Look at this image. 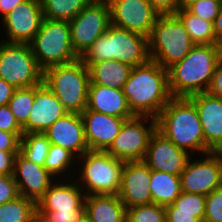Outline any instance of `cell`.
<instances>
[{
	"label": "cell",
	"instance_id": "6da1fadb",
	"mask_svg": "<svg viewBox=\"0 0 222 222\" xmlns=\"http://www.w3.org/2000/svg\"><path fill=\"white\" fill-rule=\"evenodd\" d=\"M123 92L134 115L157 118L172 98L168 88V70L153 60L132 67Z\"/></svg>",
	"mask_w": 222,
	"mask_h": 222
},
{
	"label": "cell",
	"instance_id": "7a4b0ae2",
	"mask_svg": "<svg viewBox=\"0 0 222 222\" xmlns=\"http://www.w3.org/2000/svg\"><path fill=\"white\" fill-rule=\"evenodd\" d=\"M157 130L190 153L212 152L206 145L199 113L188 97H172L156 118Z\"/></svg>",
	"mask_w": 222,
	"mask_h": 222
},
{
	"label": "cell",
	"instance_id": "3957f363",
	"mask_svg": "<svg viewBox=\"0 0 222 222\" xmlns=\"http://www.w3.org/2000/svg\"><path fill=\"white\" fill-rule=\"evenodd\" d=\"M221 56V44L195 45L168 70L171 97H189L206 92Z\"/></svg>",
	"mask_w": 222,
	"mask_h": 222
},
{
	"label": "cell",
	"instance_id": "277c9868",
	"mask_svg": "<svg viewBox=\"0 0 222 222\" xmlns=\"http://www.w3.org/2000/svg\"><path fill=\"white\" fill-rule=\"evenodd\" d=\"M87 67L99 61L117 60L136 67L150 60L148 38L110 24L79 58Z\"/></svg>",
	"mask_w": 222,
	"mask_h": 222
},
{
	"label": "cell",
	"instance_id": "5b68a950",
	"mask_svg": "<svg viewBox=\"0 0 222 222\" xmlns=\"http://www.w3.org/2000/svg\"><path fill=\"white\" fill-rule=\"evenodd\" d=\"M43 83L67 112L81 114L86 109L90 76L88 67L80 59L45 69Z\"/></svg>",
	"mask_w": 222,
	"mask_h": 222
},
{
	"label": "cell",
	"instance_id": "8992f818",
	"mask_svg": "<svg viewBox=\"0 0 222 222\" xmlns=\"http://www.w3.org/2000/svg\"><path fill=\"white\" fill-rule=\"evenodd\" d=\"M149 56L168 69L195 46L182 22L174 14L159 15L148 38Z\"/></svg>",
	"mask_w": 222,
	"mask_h": 222
},
{
	"label": "cell",
	"instance_id": "52a82bcc",
	"mask_svg": "<svg viewBox=\"0 0 222 222\" xmlns=\"http://www.w3.org/2000/svg\"><path fill=\"white\" fill-rule=\"evenodd\" d=\"M77 164V183L85 195H118L121 186L123 161L111 156L106 151H86ZM81 166V167H80Z\"/></svg>",
	"mask_w": 222,
	"mask_h": 222
},
{
	"label": "cell",
	"instance_id": "ba28073f",
	"mask_svg": "<svg viewBox=\"0 0 222 222\" xmlns=\"http://www.w3.org/2000/svg\"><path fill=\"white\" fill-rule=\"evenodd\" d=\"M39 67L45 69L69 64L79 59L73 51L70 23L44 18L39 31L29 43Z\"/></svg>",
	"mask_w": 222,
	"mask_h": 222
},
{
	"label": "cell",
	"instance_id": "9c48e42d",
	"mask_svg": "<svg viewBox=\"0 0 222 222\" xmlns=\"http://www.w3.org/2000/svg\"><path fill=\"white\" fill-rule=\"evenodd\" d=\"M0 79L16 89L33 87L43 82V70L29 43L0 41Z\"/></svg>",
	"mask_w": 222,
	"mask_h": 222
},
{
	"label": "cell",
	"instance_id": "30bf717a",
	"mask_svg": "<svg viewBox=\"0 0 222 222\" xmlns=\"http://www.w3.org/2000/svg\"><path fill=\"white\" fill-rule=\"evenodd\" d=\"M156 129V118L150 116L135 115L125 119L120 132L106 152L123 162L143 161L150 138Z\"/></svg>",
	"mask_w": 222,
	"mask_h": 222
},
{
	"label": "cell",
	"instance_id": "8fae6325",
	"mask_svg": "<svg viewBox=\"0 0 222 222\" xmlns=\"http://www.w3.org/2000/svg\"><path fill=\"white\" fill-rule=\"evenodd\" d=\"M69 23L73 51L80 58L111 24L108 1L93 0Z\"/></svg>",
	"mask_w": 222,
	"mask_h": 222
},
{
	"label": "cell",
	"instance_id": "7c38bea8",
	"mask_svg": "<svg viewBox=\"0 0 222 222\" xmlns=\"http://www.w3.org/2000/svg\"><path fill=\"white\" fill-rule=\"evenodd\" d=\"M198 160L189 158L180 174L182 192L207 196L222 186V152H210Z\"/></svg>",
	"mask_w": 222,
	"mask_h": 222
},
{
	"label": "cell",
	"instance_id": "4fadbf2b",
	"mask_svg": "<svg viewBox=\"0 0 222 222\" xmlns=\"http://www.w3.org/2000/svg\"><path fill=\"white\" fill-rule=\"evenodd\" d=\"M111 24L149 38L159 14L148 0H107Z\"/></svg>",
	"mask_w": 222,
	"mask_h": 222
},
{
	"label": "cell",
	"instance_id": "5bb4252c",
	"mask_svg": "<svg viewBox=\"0 0 222 222\" xmlns=\"http://www.w3.org/2000/svg\"><path fill=\"white\" fill-rule=\"evenodd\" d=\"M44 16L40 0H26L1 20L7 43H30L39 31Z\"/></svg>",
	"mask_w": 222,
	"mask_h": 222
},
{
	"label": "cell",
	"instance_id": "9a60e30c",
	"mask_svg": "<svg viewBox=\"0 0 222 222\" xmlns=\"http://www.w3.org/2000/svg\"><path fill=\"white\" fill-rule=\"evenodd\" d=\"M151 169L144 161L125 162L118 196L126 209L152 203Z\"/></svg>",
	"mask_w": 222,
	"mask_h": 222
},
{
	"label": "cell",
	"instance_id": "2e32d148",
	"mask_svg": "<svg viewBox=\"0 0 222 222\" xmlns=\"http://www.w3.org/2000/svg\"><path fill=\"white\" fill-rule=\"evenodd\" d=\"M190 157L188 152L177 147L156 129L143 161L151 170L180 175Z\"/></svg>",
	"mask_w": 222,
	"mask_h": 222
},
{
	"label": "cell",
	"instance_id": "e0dca14e",
	"mask_svg": "<svg viewBox=\"0 0 222 222\" xmlns=\"http://www.w3.org/2000/svg\"><path fill=\"white\" fill-rule=\"evenodd\" d=\"M68 113L63 104L45 83L34 86V104L27 123L22 127L23 134L44 133L56 120Z\"/></svg>",
	"mask_w": 222,
	"mask_h": 222
},
{
	"label": "cell",
	"instance_id": "ac0fdd59",
	"mask_svg": "<svg viewBox=\"0 0 222 222\" xmlns=\"http://www.w3.org/2000/svg\"><path fill=\"white\" fill-rule=\"evenodd\" d=\"M13 176L17 183L19 194L36 203L56 179L45 167L29 161L20 152L15 155Z\"/></svg>",
	"mask_w": 222,
	"mask_h": 222
},
{
	"label": "cell",
	"instance_id": "d6986e66",
	"mask_svg": "<svg viewBox=\"0 0 222 222\" xmlns=\"http://www.w3.org/2000/svg\"><path fill=\"white\" fill-rule=\"evenodd\" d=\"M196 106L205 139L212 152H222V98L207 92L188 97Z\"/></svg>",
	"mask_w": 222,
	"mask_h": 222
},
{
	"label": "cell",
	"instance_id": "ffe728a7",
	"mask_svg": "<svg viewBox=\"0 0 222 222\" xmlns=\"http://www.w3.org/2000/svg\"><path fill=\"white\" fill-rule=\"evenodd\" d=\"M50 144L61 146L72 152L77 159L89 150L81 114L66 113L56 120L45 132Z\"/></svg>",
	"mask_w": 222,
	"mask_h": 222
},
{
	"label": "cell",
	"instance_id": "44dd1931",
	"mask_svg": "<svg viewBox=\"0 0 222 222\" xmlns=\"http://www.w3.org/2000/svg\"><path fill=\"white\" fill-rule=\"evenodd\" d=\"M89 150L106 151L120 132L125 118L85 109L82 113Z\"/></svg>",
	"mask_w": 222,
	"mask_h": 222
},
{
	"label": "cell",
	"instance_id": "7402d4cb",
	"mask_svg": "<svg viewBox=\"0 0 222 222\" xmlns=\"http://www.w3.org/2000/svg\"><path fill=\"white\" fill-rule=\"evenodd\" d=\"M63 176L56 179L37 202V211L73 212V209H85V193L77 181L71 176L64 179ZM71 179V181H70ZM73 181V182H72ZM71 182V183H70Z\"/></svg>",
	"mask_w": 222,
	"mask_h": 222
},
{
	"label": "cell",
	"instance_id": "603a6c76",
	"mask_svg": "<svg viewBox=\"0 0 222 222\" xmlns=\"http://www.w3.org/2000/svg\"><path fill=\"white\" fill-rule=\"evenodd\" d=\"M86 109L120 118L135 116L128 105L123 89L90 83Z\"/></svg>",
	"mask_w": 222,
	"mask_h": 222
},
{
	"label": "cell",
	"instance_id": "cb8c5ba5",
	"mask_svg": "<svg viewBox=\"0 0 222 222\" xmlns=\"http://www.w3.org/2000/svg\"><path fill=\"white\" fill-rule=\"evenodd\" d=\"M126 211L118 195L85 197V215L91 222H126Z\"/></svg>",
	"mask_w": 222,
	"mask_h": 222
},
{
	"label": "cell",
	"instance_id": "d4e9b609",
	"mask_svg": "<svg viewBox=\"0 0 222 222\" xmlns=\"http://www.w3.org/2000/svg\"><path fill=\"white\" fill-rule=\"evenodd\" d=\"M90 83L114 89H123L132 67L111 59L99 61L88 66Z\"/></svg>",
	"mask_w": 222,
	"mask_h": 222
},
{
	"label": "cell",
	"instance_id": "484cf974",
	"mask_svg": "<svg viewBox=\"0 0 222 222\" xmlns=\"http://www.w3.org/2000/svg\"><path fill=\"white\" fill-rule=\"evenodd\" d=\"M150 192L152 203L164 207L173 204L182 193L180 175L151 170Z\"/></svg>",
	"mask_w": 222,
	"mask_h": 222
},
{
	"label": "cell",
	"instance_id": "4316f807",
	"mask_svg": "<svg viewBox=\"0 0 222 222\" xmlns=\"http://www.w3.org/2000/svg\"><path fill=\"white\" fill-rule=\"evenodd\" d=\"M174 15L182 22L195 45L219 44L215 39L213 22L199 18L187 9H179Z\"/></svg>",
	"mask_w": 222,
	"mask_h": 222
},
{
	"label": "cell",
	"instance_id": "83f0119b",
	"mask_svg": "<svg viewBox=\"0 0 222 222\" xmlns=\"http://www.w3.org/2000/svg\"><path fill=\"white\" fill-rule=\"evenodd\" d=\"M93 0H40L43 16L52 20L70 21Z\"/></svg>",
	"mask_w": 222,
	"mask_h": 222
},
{
	"label": "cell",
	"instance_id": "f1b7e54d",
	"mask_svg": "<svg viewBox=\"0 0 222 222\" xmlns=\"http://www.w3.org/2000/svg\"><path fill=\"white\" fill-rule=\"evenodd\" d=\"M37 216V203L18 196L0 205V222H32Z\"/></svg>",
	"mask_w": 222,
	"mask_h": 222
},
{
	"label": "cell",
	"instance_id": "f546056e",
	"mask_svg": "<svg viewBox=\"0 0 222 222\" xmlns=\"http://www.w3.org/2000/svg\"><path fill=\"white\" fill-rule=\"evenodd\" d=\"M50 142L44 133H26L20 138L19 152L29 161L44 167Z\"/></svg>",
	"mask_w": 222,
	"mask_h": 222
},
{
	"label": "cell",
	"instance_id": "4dcf8cb0",
	"mask_svg": "<svg viewBox=\"0 0 222 222\" xmlns=\"http://www.w3.org/2000/svg\"><path fill=\"white\" fill-rule=\"evenodd\" d=\"M76 158L77 157L69 150L50 144L44 167L54 178H59L63 173V175L67 176V173L71 174V167H75L78 163V160H75Z\"/></svg>",
	"mask_w": 222,
	"mask_h": 222
},
{
	"label": "cell",
	"instance_id": "1f68e13d",
	"mask_svg": "<svg viewBox=\"0 0 222 222\" xmlns=\"http://www.w3.org/2000/svg\"><path fill=\"white\" fill-rule=\"evenodd\" d=\"M33 104L34 86L15 89L7 105L14 114L18 124L23 127L27 123Z\"/></svg>",
	"mask_w": 222,
	"mask_h": 222
},
{
	"label": "cell",
	"instance_id": "d6a6232c",
	"mask_svg": "<svg viewBox=\"0 0 222 222\" xmlns=\"http://www.w3.org/2000/svg\"><path fill=\"white\" fill-rule=\"evenodd\" d=\"M126 222H166L165 207L151 203L128 208Z\"/></svg>",
	"mask_w": 222,
	"mask_h": 222
},
{
	"label": "cell",
	"instance_id": "836d02e7",
	"mask_svg": "<svg viewBox=\"0 0 222 222\" xmlns=\"http://www.w3.org/2000/svg\"><path fill=\"white\" fill-rule=\"evenodd\" d=\"M166 222H203L205 210L180 209L174 204L165 206Z\"/></svg>",
	"mask_w": 222,
	"mask_h": 222
},
{
	"label": "cell",
	"instance_id": "e575fe53",
	"mask_svg": "<svg viewBox=\"0 0 222 222\" xmlns=\"http://www.w3.org/2000/svg\"><path fill=\"white\" fill-rule=\"evenodd\" d=\"M205 222H222V186L206 196Z\"/></svg>",
	"mask_w": 222,
	"mask_h": 222
},
{
	"label": "cell",
	"instance_id": "d590c367",
	"mask_svg": "<svg viewBox=\"0 0 222 222\" xmlns=\"http://www.w3.org/2000/svg\"><path fill=\"white\" fill-rule=\"evenodd\" d=\"M222 0H202L191 4L187 10L199 18L214 22L215 17L218 15Z\"/></svg>",
	"mask_w": 222,
	"mask_h": 222
},
{
	"label": "cell",
	"instance_id": "8d00e7d4",
	"mask_svg": "<svg viewBox=\"0 0 222 222\" xmlns=\"http://www.w3.org/2000/svg\"><path fill=\"white\" fill-rule=\"evenodd\" d=\"M206 196L195 193L182 192L174 201L180 209L205 210Z\"/></svg>",
	"mask_w": 222,
	"mask_h": 222
},
{
	"label": "cell",
	"instance_id": "74e56055",
	"mask_svg": "<svg viewBox=\"0 0 222 222\" xmlns=\"http://www.w3.org/2000/svg\"><path fill=\"white\" fill-rule=\"evenodd\" d=\"M20 196L13 174L0 175V205Z\"/></svg>",
	"mask_w": 222,
	"mask_h": 222
},
{
	"label": "cell",
	"instance_id": "f35d334b",
	"mask_svg": "<svg viewBox=\"0 0 222 222\" xmlns=\"http://www.w3.org/2000/svg\"><path fill=\"white\" fill-rule=\"evenodd\" d=\"M84 213L85 209H73V212L37 211V215L46 222H76Z\"/></svg>",
	"mask_w": 222,
	"mask_h": 222
},
{
	"label": "cell",
	"instance_id": "ab89813d",
	"mask_svg": "<svg viewBox=\"0 0 222 222\" xmlns=\"http://www.w3.org/2000/svg\"><path fill=\"white\" fill-rule=\"evenodd\" d=\"M0 130L12 133H23L14 114L8 105L0 106Z\"/></svg>",
	"mask_w": 222,
	"mask_h": 222
},
{
	"label": "cell",
	"instance_id": "60d3db41",
	"mask_svg": "<svg viewBox=\"0 0 222 222\" xmlns=\"http://www.w3.org/2000/svg\"><path fill=\"white\" fill-rule=\"evenodd\" d=\"M23 133H12L0 130V151L19 152L20 138Z\"/></svg>",
	"mask_w": 222,
	"mask_h": 222
},
{
	"label": "cell",
	"instance_id": "b9f144b4",
	"mask_svg": "<svg viewBox=\"0 0 222 222\" xmlns=\"http://www.w3.org/2000/svg\"><path fill=\"white\" fill-rule=\"evenodd\" d=\"M206 92L212 96L222 98V58L215 67L210 85Z\"/></svg>",
	"mask_w": 222,
	"mask_h": 222
},
{
	"label": "cell",
	"instance_id": "7bdbcfd3",
	"mask_svg": "<svg viewBox=\"0 0 222 222\" xmlns=\"http://www.w3.org/2000/svg\"><path fill=\"white\" fill-rule=\"evenodd\" d=\"M159 15L175 14L179 10V0H148Z\"/></svg>",
	"mask_w": 222,
	"mask_h": 222
},
{
	"label": "cell",
	"instance_id": "ee69618b",
	"mask_svg": "<svg viewBox=\"0 0 222 222\" xmlns=\"http://www.w3.org/2000/svg\"><path fill=\"white\" fill-rule=\"evenodd\" d=\"M17 153L0 151V175L14 173V159Z\"/></svg>",
	"mask_w": 222,
	"mask_h": 222
},
{
	"label": "cell",
	"instance_id": "f6af8a7d",
	"mask_svg": "<svg viewBox=\"0 0 222 222\" xmlns=\"http://www.w3.org/2000/svg\"><path fill=\"white\" fill-rule=\"evenodd\" d=\"M15 89L16 88L7 83L4 79H0V106L8 104Z\"/></svg>",
	"mask_w": 222,
	"mask_h": 222
},
{
	"label": "cell",
	"instance_id": "bcb514c9",
	"mask_svg": "<svg viewBox=\"0 0 222 222\" xmlns=\"http://www.w3.org/2000/svg\"><path fill=\"white\" fill-rule=\"evenodd\" d=\"M26 0H0V14L1 18L5 17L19 4L25 2Z\"/></svg>",
	"mask_w": 222,
	"mask_h": 222
},
{
	"label": "cell",
	"instance_id": "7dc6e473",
	"mask_svg": "<svg viewBox=\"0 0 222 222\" xmlns=\"http://www.w3.org/2000/svg\"><path fill=\"white\" fill-rule=\"evenodd\" d=\"M213 30H214L216 41L219 44H221L222 43V4H221L218 15L214 19Z\"/></svg>",
	"mask_w": 222,
	"mask_h": 222
},
{
	"label": "cell",
	"instance_id": "c3c4849f",
	"mask_svg": "<svg viewBox=\"0 0 222 222\" xmlns=\"http://www.w3.org/2000/svg\"><path fill=\"white\" fill-rule=\"evenodd\" d=\"M202 0H179V9H187L191 4Z\"/></svg>",
	"mask_w": 222,
	"mask_h": 222
},
{
	"label": "cell",
	"instance_id": "681fc988",
	"mask_svg": "<svg viewBox=\"0 0 222 222\" xmlns=\"http://www.w3.org/2000/svg\"><path fill=\"white\" fill-rule=\"evenodd\" d=\"M76 222H91V221L84 213L79 219L76 220Z\"/></svg>",
	"mask_w": 222,
	"mask_h": 222
},
{
	"label": "cell",
	"instance_id": "f907efd6",
	"mask_svg": "<svg viewBox=\"0 0 222 222\" xmlns=\"http://www.w3.org/2000/svg\"><path fill=\"white\" fill-rule=\"evenodd\" d=\"M32 222H46L40 216H36V218Z\"/></svg>",
	"mask_w": 222,
	"mask_h": 222
}]
</instances>
